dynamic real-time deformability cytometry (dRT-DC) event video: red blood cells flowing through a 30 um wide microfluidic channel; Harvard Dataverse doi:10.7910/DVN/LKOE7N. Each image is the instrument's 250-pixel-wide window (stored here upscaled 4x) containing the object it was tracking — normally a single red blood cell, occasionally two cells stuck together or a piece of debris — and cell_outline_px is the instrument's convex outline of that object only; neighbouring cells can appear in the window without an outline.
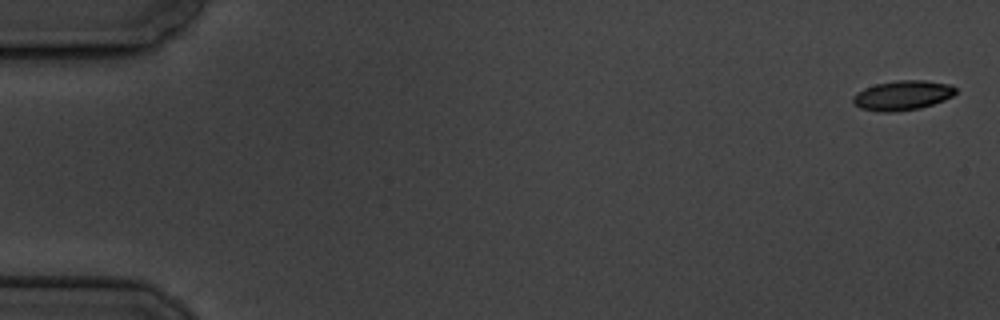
{"species": "common noctule bat (a hibernating species)", "species_latin": "Nyctalus noctula", "temperature_condition": "cold", "stored_images_in_passage": 6, "camera_frame_rate_fps": 3000, "um_per_image_px": 0.085, "animal": {"sex": "male", "body_mass_g": 19.5, "forearm_length_mm": 54.6}, "frame": {"image": 1, "passage_image": 1, "time_ms": 0.0, "image_size_px": [1000, 320], "cell_outline_px": [[956, 92], [952, 96], [944, 100], [920, 108], [896, 112], [876, 112], [860, 108], [852, 104], [852, 96], [856, 92], [864, 88], [876, 84], [896, 80], [924, 80], [952, 84], [956, 88]], "centroid_in_image_um": [76.68, 8.11], "position_along_channel_um": 8.3, "area_um2": 18.03}}
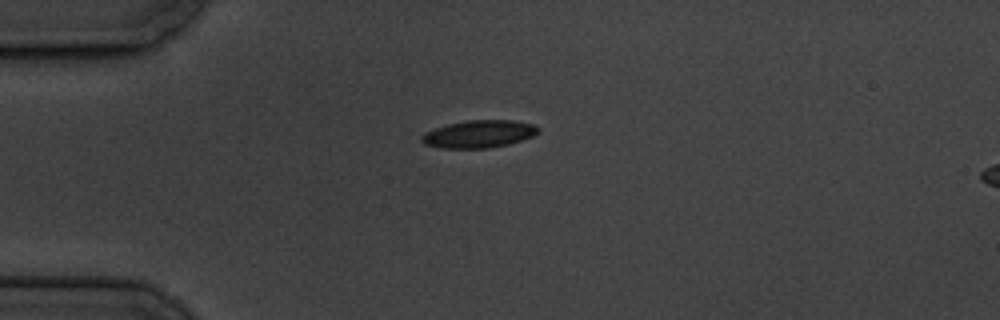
{"frame": {"image": 2, "passage_image": 5, "time_ms": 4.667, "image_size_px": [1000, 320], "cell_outline_px": [[540, 132], [532, 136], [508, 144], [488, 148], [440, 148], [424, 144], [420, 140], [420, 136], [424, 132], [448, 124], [468, 120], [512, 120], [532, 124], [540, 128]], "centroid_in_image_um": [40.68, 11.39], "position_along_channel_um": 44.3, "area_um2": 18.67}}